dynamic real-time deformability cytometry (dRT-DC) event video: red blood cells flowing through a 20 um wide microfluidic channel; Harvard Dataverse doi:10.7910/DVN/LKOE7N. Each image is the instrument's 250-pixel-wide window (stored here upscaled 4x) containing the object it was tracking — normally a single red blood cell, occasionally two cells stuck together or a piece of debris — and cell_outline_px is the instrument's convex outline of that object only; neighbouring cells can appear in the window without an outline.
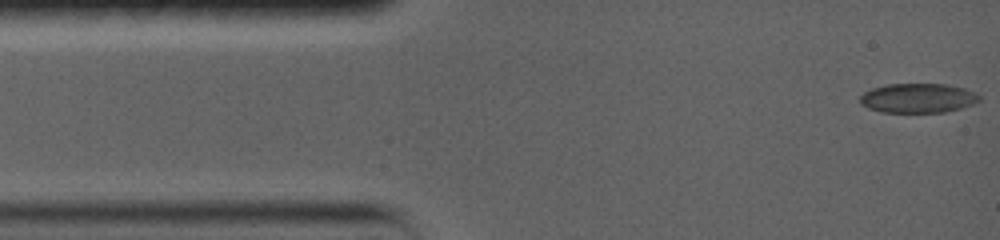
{"species": "common noctule bat (a hibernating species)", "species_latin": "Nyctalus noctula", "temperature_condition": "warm", "stored_images_in_passage": 83, "camera_frame_rate_fps": 5000, "um_per_image_px": 0.085, "animal": {"sex": "female", "body_mass_g": 19.0, "forearm_length_mm": 56.7}, "frame": {"image": 1, "passage_image": 1, "time_ms": 0.0, "image_size_px": [1000, 240], "cell_outline_px": [[980, 100], [960, 108], [944, 112], [884, 112], [872, 108], [864, 104], [860, 100], [860, 96], [864, 92], [876, 88], [892, 84], [944, 84], [964, 88], [980, 96]], "centroid_in_image_um": [78.06, 8.33], "position_along_channel_um": 6.9, "area_um2": 19.83}}
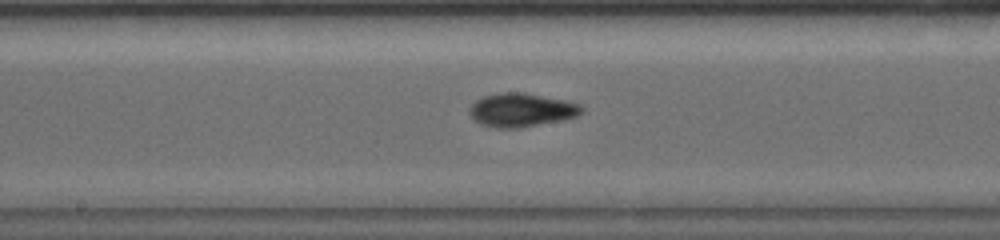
{"frame": {"image": 2, "passage_image": 37, "time_ms": 7.2, "image_size_px": [1000, 240], "cell_outline_px": [[580, 108], [572, 116], [532, 124], [508, 128], [504, 128], [484, 124], [472, 112], [472, 108], [480, 100], [488, 96], [532, 96], [556, 100], [576, 104]], "centroid_in_image_um": [44.29, 9.4], "position_along_channel_um": 203.9, "area_um2": 18.15}}
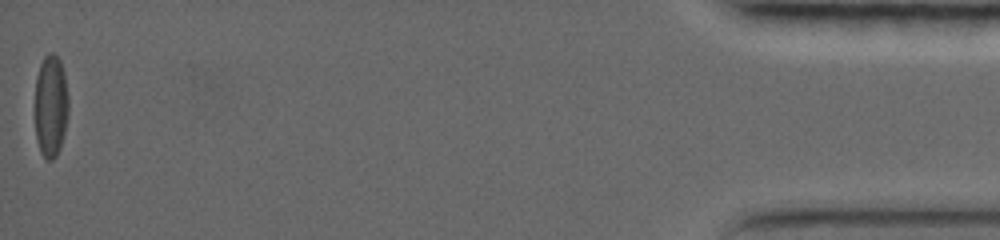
{"frame": {"image": 3, "passage_image": 83, "time_ms": 16.8, "image_size_px": [1000, 240], "cell_outline_px": [[68, 116], [60, 148], [56, 156], [52, 160], [44, 160], [40, 152], [36, 140], [36, 76], [40, 64], [44, 56], [48, 52], [52, 52], [60, 60], [64, 72], [68, 96]], "centroid_in_image_um": [4.32, 9.02], "position_along_channel_um": 430.9, "area_um2": 20.17}, "authors_computed_cell_mechanics": {"area_um2": 18.9584, "velocity_mm_per_s": 3.7758, "shape_relaxation_time_tau1_ms": 7.7309, "shape_relaxation_time_tau2_ms": 3.0486, "deformation_change_tau1": 0.1585, "deformation_change_tau2": 0.0969}}